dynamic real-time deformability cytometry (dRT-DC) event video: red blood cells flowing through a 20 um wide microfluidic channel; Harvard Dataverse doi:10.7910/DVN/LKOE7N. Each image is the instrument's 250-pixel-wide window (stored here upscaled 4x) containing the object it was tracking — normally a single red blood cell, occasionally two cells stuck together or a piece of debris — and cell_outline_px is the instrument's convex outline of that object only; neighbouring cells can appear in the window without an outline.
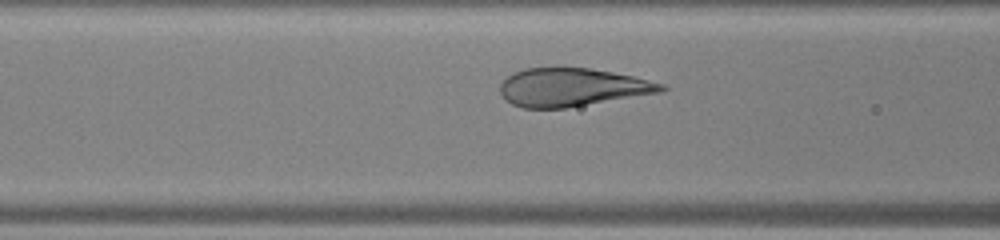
{"species": "human", "species_latin": "Homo sapiens", "temperature_condition": "warm", "stored_images_in_passage": 29, "camera_frame_rate_fps": 3000, "um_per_image_px": 0.085, "donor": {"sex": "male"}, "frame": {"image": 1, "passage_image": 10, "time_ms": 3.0, "image_size_px": [1000, 240], "cell_outline_px": [[668, 88], [664, 92], [564, 108], [524, 108], [512, 104], [500, 92], [500, 84], [512, 72], [524, 68], [592, 68], [632, 76], [664, 84]], "centroid_in_image_um": [48.65, 7.42], "position_along_channel_um": 118.0, "area_um2": 35.72}}
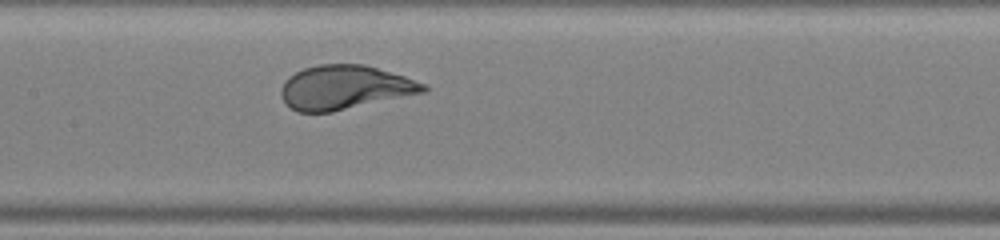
{"frame": {"image": 2, "passage_image": 14, "time_ms": 4.333, "image_size_px": [1000, 240], "cell_outline_px": [[428, 92], [332, 112], [296, 112], [284, 100], [280, 92], [280, 88], [284, 80], [288, 76], [304, 68], [320, 64], [364, 64], [404, 76], [428, 84]], "centroid_in_image_um": [29.33, 7.43], "position_along_channel_um": 178.1, "area_um2": 36.76}}
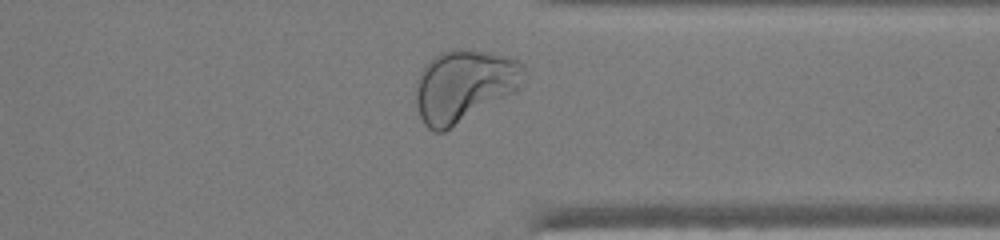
{"frame": {"image": 3, "passage_image": 27, "time_ms": 8.667, "image_size_px": [1000, 240], "cell_outline_px": [[524, 72], [520, 88], [516, 92], [444, 132], [436, 132], [428, 128], [424, 124], [420, 116], [416, 104], [416, 80], [424, 64], [432, 56], [440, 52], [460, 48], [464, 48], [508, 56], [520, 60], [524, 64]], "centroid_in_image_um": [39.44, 7.27], "position_along_channel_um": 372.0, "area_um2": 45.89}}